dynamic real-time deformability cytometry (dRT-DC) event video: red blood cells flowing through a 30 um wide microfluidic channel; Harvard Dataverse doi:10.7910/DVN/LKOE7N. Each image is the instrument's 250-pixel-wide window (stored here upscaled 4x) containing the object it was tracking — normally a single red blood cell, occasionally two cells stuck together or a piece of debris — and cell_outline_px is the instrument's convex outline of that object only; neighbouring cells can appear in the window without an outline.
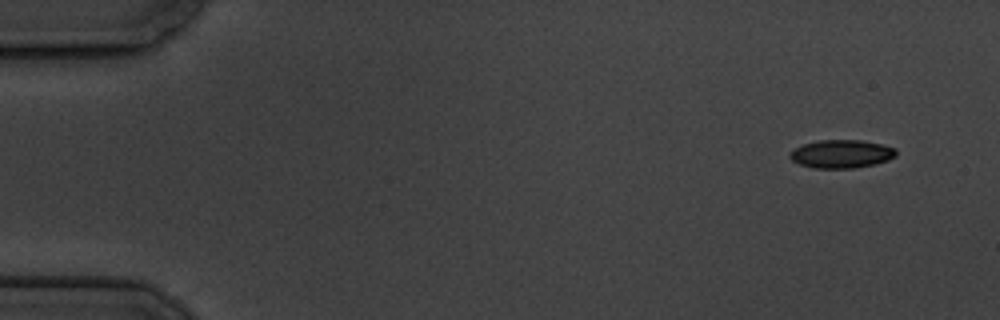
{"species": "common noctule bat (a hibernating species)", "species_latin": "Nyctalus noctula", "temperature_condition": "cold", "stored_images_in_passage": 5, "camera_frame_rate_fps": 3000, "um_per_image_px": 0.085, "animal": {"sex": "male", "body_mass_g": 19.5, "forearm_length_mm": 54.6}, "frame": {"image": 1, "passage_image": 1, "time_ms": 0.0, "image_size_px": [1000, 320], "cell_outline_px": [[896, 156], [888, 160], [876, 164], [852, 168], [812, 168], [800, 164], [792, 160], [788, 156], [788, 152], [804, 144], [820, 140], [860, 140], [884, 144], [896, 148]], "centroid_in_image_um": [71.53, 13.08], "position_along_channel_um": 13.5, "area_um2": 17.57}}
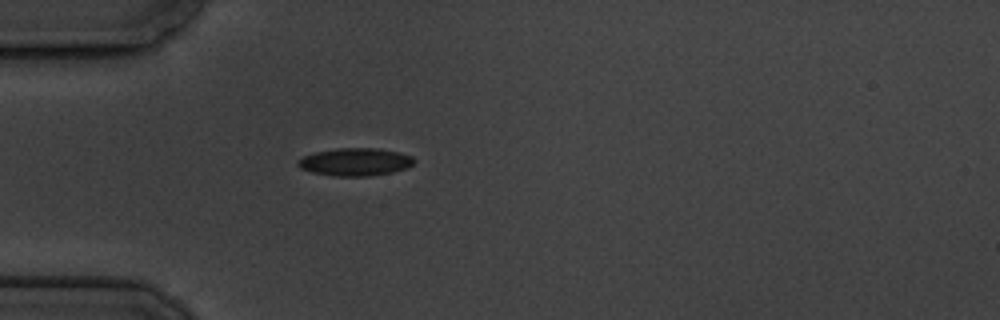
{"frame": {"image": 2, "passage_image": 5, "time_ms": 4.333, "image_size_px": [1000, 320], "cell_outline_px": [[416, 160], [408, 168], [392, 172], [368, 176], [332, 176], [312, 172], [300, 168], [296, 164], [304, 156], [316, 152], [336, 148], [380, 148], [412, 156]], "centroid_in_image_um": [30.21, 13.76], "position_along_channel_um": 54.8, "area_um2": 18.73}}